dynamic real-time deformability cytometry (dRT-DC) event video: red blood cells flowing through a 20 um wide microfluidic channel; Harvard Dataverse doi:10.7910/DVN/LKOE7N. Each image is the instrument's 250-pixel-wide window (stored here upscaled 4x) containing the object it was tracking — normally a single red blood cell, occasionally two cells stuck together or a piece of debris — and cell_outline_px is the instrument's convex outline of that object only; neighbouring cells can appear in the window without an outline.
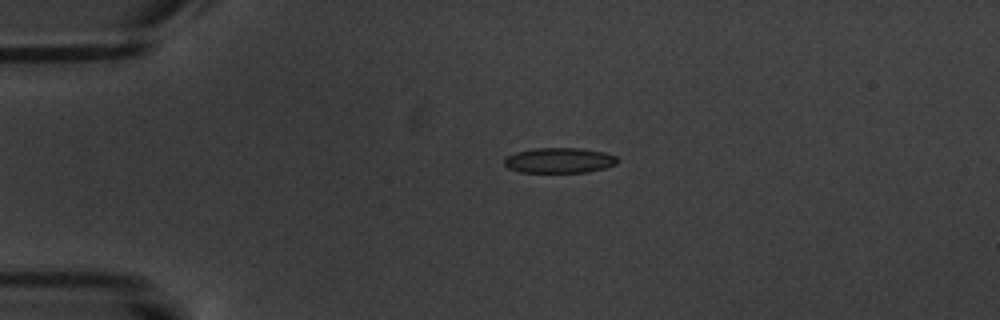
{"species": "common noctule bat (a hibernating species)", "species_latin": "Nyctalus noctula", "temperature_condition": "warm", "stored_images_in_passage": 2, "camera_frame_rate_fps": 3000, "um_per_image_px": 0.085, "animal": {"sex": "male", "body_mass_g": 20.1, "forearm_length_mm": 53.5}, "frame": {"image": 1, "passage_image": 1, "time_ms": 0.0, "image_size_px": [1000, 320], "cell_outline_px": [[616, 164], [604, 168], [588, 172], [520, 172], [508, 168], [504, 164], [504, 156], [516, 152], [536, 148], [584, 148], [604, 152], [616, 156]], "centroid_in_image_um": [47.51, 13.63], "position_along_channel_um": 37.5, "area_um2": 16.7}}